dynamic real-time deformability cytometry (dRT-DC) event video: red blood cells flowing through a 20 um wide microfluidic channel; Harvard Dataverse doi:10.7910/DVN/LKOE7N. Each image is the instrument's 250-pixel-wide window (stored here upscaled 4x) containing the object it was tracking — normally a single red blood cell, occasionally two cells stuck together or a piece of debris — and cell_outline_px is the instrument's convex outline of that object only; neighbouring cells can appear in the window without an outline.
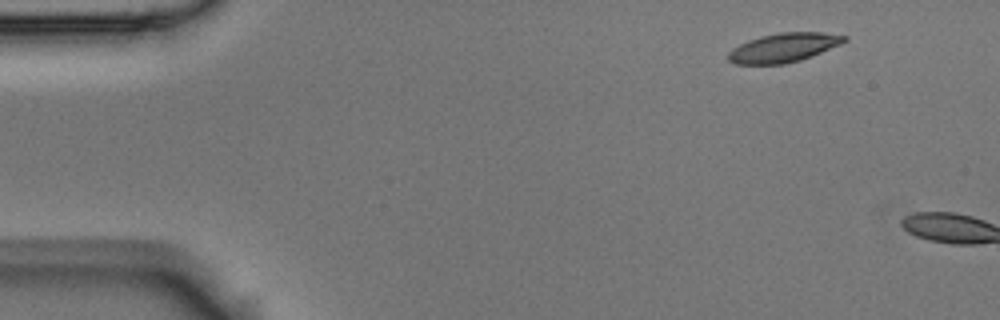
{"species": "Egyptian fruit bat (a non-hibernating species)", "species_latin": "Rousettus aegyptiacus", "temperature_condition": "room temperature", "stored_images_in_passage": 2, "camera_frame_rate_fps": 3000, "um_per_image_px": 0.085, "animal": {"sex": "male"}, "frame": {"image": 1, "passage_image": 1, "time_ms": 0.0, "image_size_px": [1000, 320], "cell_outline_px": [[848, 40], [840, 44], [812, 56], [800, 60], [784, 64], [732, 64], [728, 60], [728, 52], [732, 48], [748, 40], [760, 36], [780, 32], [824, 32], [848, 36]], "centroid_in_image_um": [66.6, 4.04], "position_along_channel_um": 18.4, "area_um2": 19.77}}